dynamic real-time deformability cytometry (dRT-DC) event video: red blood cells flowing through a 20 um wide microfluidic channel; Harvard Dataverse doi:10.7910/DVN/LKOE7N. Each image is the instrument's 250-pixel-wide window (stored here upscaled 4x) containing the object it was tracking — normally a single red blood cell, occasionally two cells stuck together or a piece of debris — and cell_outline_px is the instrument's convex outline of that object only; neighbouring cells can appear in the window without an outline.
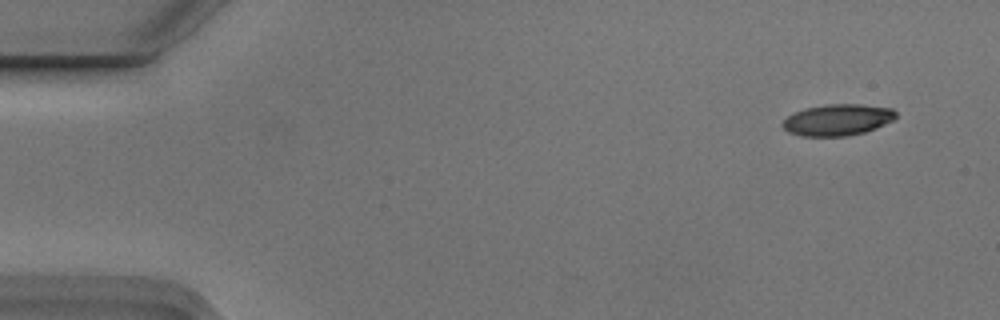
{"species": "Egyptian fruit bat (a non-hibernating species)", "species_latin": "Rousettus aegyptiacus", "temperature_condition": "cold", "stored_images_in_passage": 5, "camera_frame_rate_fps": 3000, "um_per_image_px": 0.085, "animal": {"sex": "male"}, "frame": {"image": 1, "passage_image": 1, "time_ms": 0.0, "image_size_px": [1000, 320], "cell_outline_px": [[896, 116], [892, 120], [876, 128], [864, 132], [848, 136], [804, 136], [788, 132], [780, 124], [788, 116], [796, 112], [808, 108], [828, 104], [860, 104], [892, 108], [896, 112]], "centroid_in_image_um": [71.2, 10.19], "position_along_channel_um": 13.8, "area_um2": 20.52}}
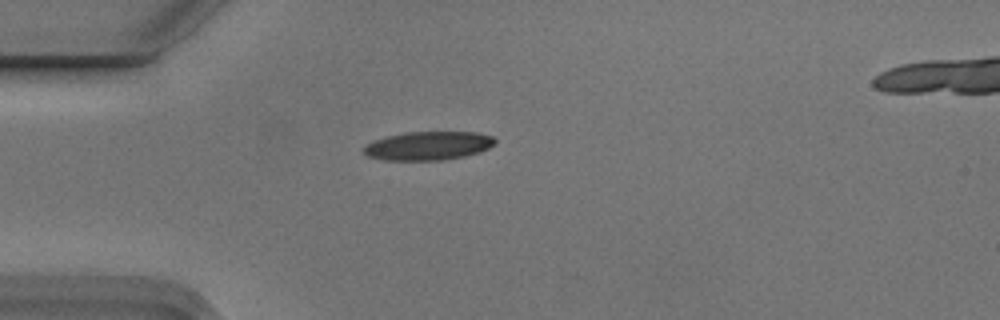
{"frame": {"image": 2, "passage_image": 4, "time_ms": 1.0, "image_size_px": [1000, 320], "cell_outline_px": [[496, 140], [488, 148], [480, 152], [464, 156], [444, 160], [384, 160], [368, 156], [360, 148], [372, 140], [404, 132], [476, 132], [492, 136]], "centroid_in_image_um": [36.35, 12.39], "position_along_channel_um": 48.6, "area_um2": 21.96}}